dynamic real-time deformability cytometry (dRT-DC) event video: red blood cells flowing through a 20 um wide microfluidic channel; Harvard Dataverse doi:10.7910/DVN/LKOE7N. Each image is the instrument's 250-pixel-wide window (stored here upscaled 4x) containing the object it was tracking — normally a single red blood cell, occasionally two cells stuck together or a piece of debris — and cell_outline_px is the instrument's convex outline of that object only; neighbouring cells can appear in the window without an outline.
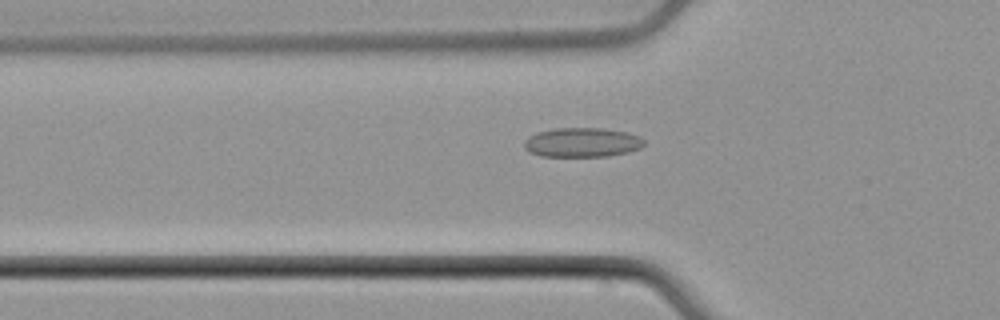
{"species": "common noctule bat (a hibernating species)", "species_latin": "Nyctalus noctula", "temperature_condition": "cold", "stored_images_in_passage": 52, "camera_frame_rate_fps": 3000, "um_per_image_px": 0.085, "animal": {"sex": "male", "body_mass_g": 21.5, "forearm_length_mm": 52.0}, "frame": {"image": 1, "passage_image": 18, "time_ms": 5.667, "image_size_px": [1000, 320], "cell_outline_px": [[644, 144], [640, 148], [628, 152], [608, 156], [540, 156], [528, 152], [524, 148], [524, 140], [528, 136], [536, 132], [556, 128], [604, 128], [628, 132], [640, 136], [644, 140]], "centroid_in_image_um": [49.46, 12.1], "position_along_channel_um": 76.3, "area_um2": 20.75}}
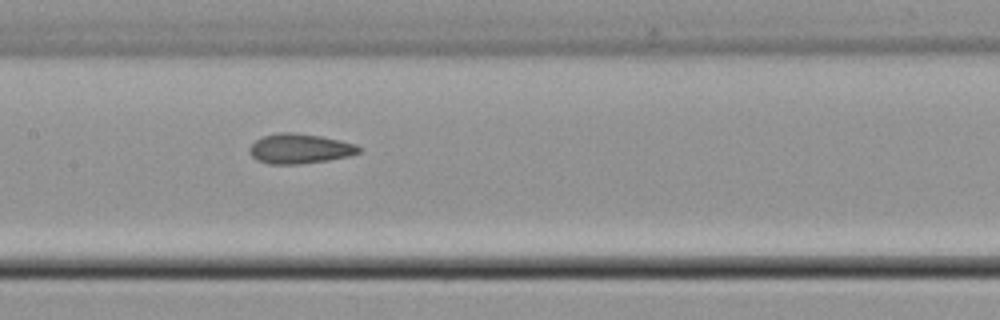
{"frame": {"image": 2, "passage_image": 26, "time_ms": 8.333, "image_size_px": [1000, 320], "cell_outline_px": [[364, 148], [360, 152], [348, 156], [328, 160], [300, 164], [268, 164], [256, 160], [248, 152], [248, 148], [256, 140], [264, 136], [280, 132], [292, 132], [320, 136], [356, 144]], "centroid_in_image_um": [25.47, 12.64], "position_along_channel_um": 181.9, "area_um2": 19.07}}
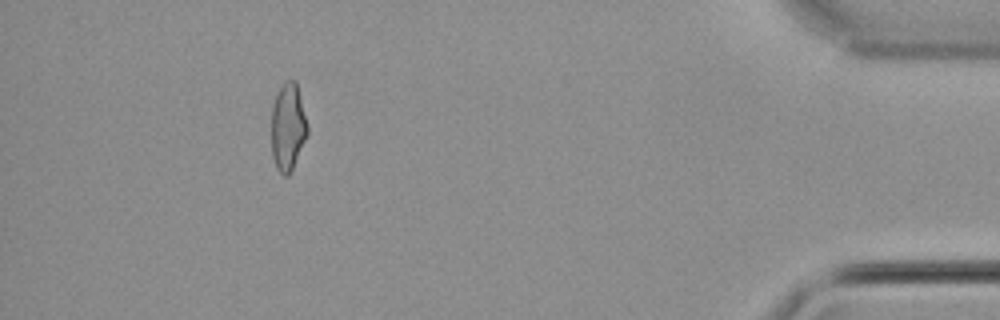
{"frame": {"image": 3, "passage_image": 48, "time_ms": 15.667, "image_size_px": [1000, 320], "cell_outline_px": [[308, 132], [292, 168], [288, 176], [284, 176], [276, 168], [272, 156], [272, 108], [276, 96], [280, 88], [288, 80], [296, 80], [308, 124]], "centroid_in_image_um": [24.48, 10.79], "position_along_channel_um": 410.7, "area_um2": 18.09}, "authors_computed_cell_mechanics": {"area_um2": 19.1029, "velocity_mm_per_s": 3.9409, "shape_relaxation_time_tau1_ms": null, "shape_relaxation_time_tau2_ms": 2.2727, "deformation_change_tau1": null, "deformation_change_tau2": 0.0883}}